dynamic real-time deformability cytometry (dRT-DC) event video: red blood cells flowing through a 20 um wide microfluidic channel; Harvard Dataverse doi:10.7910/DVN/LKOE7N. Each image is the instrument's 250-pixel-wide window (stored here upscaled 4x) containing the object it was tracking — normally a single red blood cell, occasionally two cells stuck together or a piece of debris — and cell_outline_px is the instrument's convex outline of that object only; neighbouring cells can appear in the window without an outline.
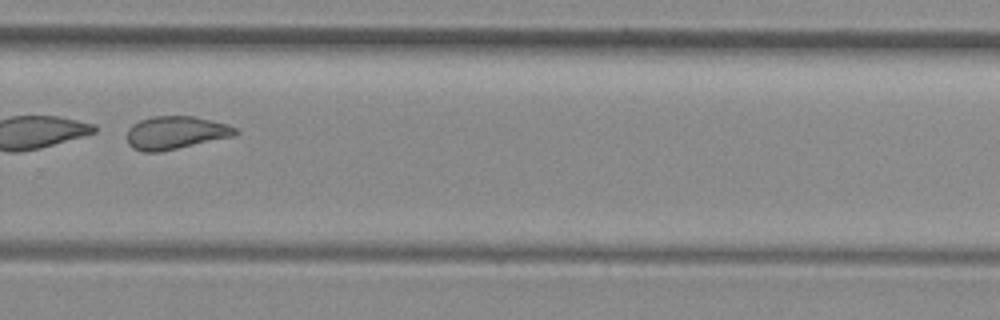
{"species": "common noctule bat (a hibernating species)", "species_latin": "Nyctalus noctula", "temperature_condition": "room temperature", "stored_images_in_passage": 37, "camera_frame_rate_fps": 3000, "um_per_image_px": 0.085, "animal": {"sex": "female", "body_mass_g": 29.2, "forearm_length_mm": 56.3}, "frame": {"image": 1, "passage_image": 27, "time_ms": 8.667, "image_size_px": [1000, 320], "cell_outline_px": [[240, 132], [232, 136], [160, 152], [144, 152], [132, 148], [128, 144], [128, 128], [132, 124], [140, 120], [152, 116], [192, 116], [228, 124], [236, 128]], "centroid_in_image_um": [14.9, 11.28], "position_along_channel_um": 314.9, "area_um2": 20.75}, "authors_computed_cell_mechanics": {"area_um2": 22.253, "velocity_mm_per_s": 4.1293, "shape_relaxation_time_tau1_ms": 0.9384, "shape_relaxation_time_tau2_ms": 2.3747, "deformation_change_tau1": 0.247, "deformation_change_tau2": 0.1099}}